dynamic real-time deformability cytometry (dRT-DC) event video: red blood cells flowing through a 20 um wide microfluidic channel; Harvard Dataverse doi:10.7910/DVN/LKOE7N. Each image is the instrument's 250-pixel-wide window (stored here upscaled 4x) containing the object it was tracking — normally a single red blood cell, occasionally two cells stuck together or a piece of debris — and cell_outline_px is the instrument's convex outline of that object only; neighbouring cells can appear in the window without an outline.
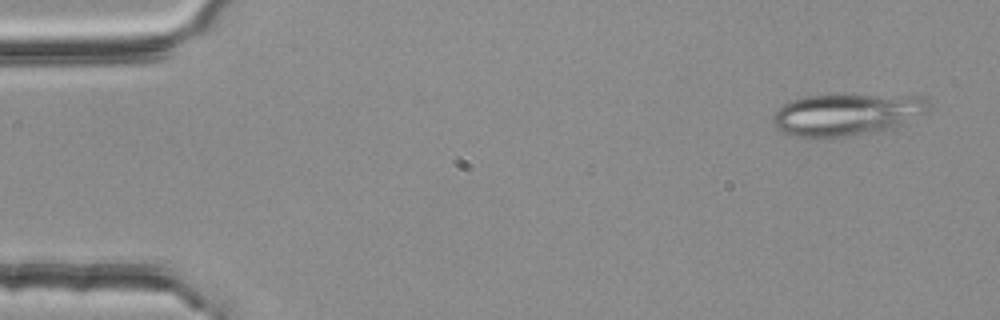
{"species": "common noctule bat (a hibernating species)", "species_latin": "Nyctalus noctula", "temperature_condition": "room temperature", "stored_images_in_passage": 3, "camera_frame_rate_fps": 3000, "um_per_image_px": 0.085, "animal": {"sex": "female", "body_mass_g": 25.1}, "frame": {"image": 1, "passage_image": 1, "time_ms": 0.0, "image_size_px": [1000, 320], "cell_outline_px": [[928, 108], [924, 112], [904, 124], [892, 128], [876, 132], [816, 140], [796, 136], [780, 132], [776, 128], [772, 120], [772, 116], [788, 100], [804, 96], [852, 92], [928, 96]], "centroid_in_image_um": [71.96, 9.69], "position_along_channel_um": 13.0, "area_um2": 39.88}}